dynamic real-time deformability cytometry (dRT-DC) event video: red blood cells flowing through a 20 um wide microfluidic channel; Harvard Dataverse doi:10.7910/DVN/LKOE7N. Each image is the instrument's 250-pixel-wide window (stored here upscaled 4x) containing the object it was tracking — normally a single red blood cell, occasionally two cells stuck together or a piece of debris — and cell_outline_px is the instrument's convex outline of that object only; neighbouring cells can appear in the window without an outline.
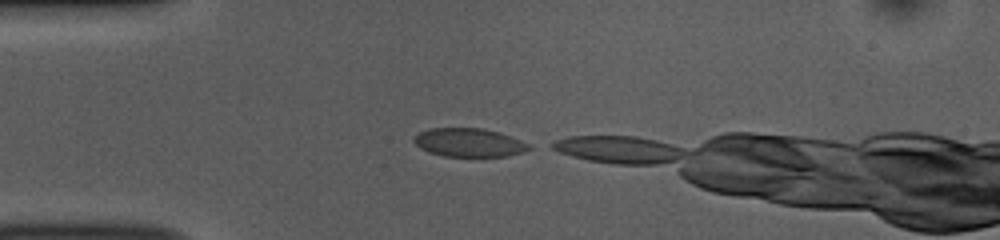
{"species": "common noctule bat (a hibernating species)", "species_latin": "Nyctalus noctula", "temperature_condition": "room temperature", "stored_images_in_passage": 4, "camera_frame_rate_fps": 3000, "um_per_image_px": 0.085, "animal": {"sex": "female", "body_mass_g": 10.0, "forearm_length_mm": 53.1}, "frame": {"image": 1, "passage_image": 1, "time_ms": 0.0, "image_size_px": [1000, 240], "cell_outline_px": [[532, 148], [524, 152], [508, 156], [444, 156], [428, 152], [420, 148], [412, 140], [420, 132], [432, 128], [480, 128], [496, 132], [532, 144]], "centroid_in_image_um": [39.88, 12.13], "position_along_channel_um": 45.1, "area_um2": 18.96}}